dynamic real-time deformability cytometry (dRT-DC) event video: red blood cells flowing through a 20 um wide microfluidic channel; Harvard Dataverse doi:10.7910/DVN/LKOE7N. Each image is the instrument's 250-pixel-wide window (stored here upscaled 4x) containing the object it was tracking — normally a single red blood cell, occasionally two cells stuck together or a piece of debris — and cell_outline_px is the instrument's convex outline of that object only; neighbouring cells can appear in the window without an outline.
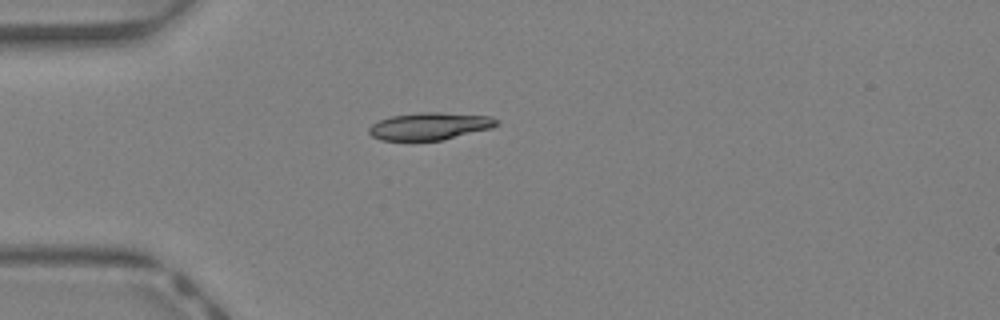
{"species": "Egyptian fruit bat (a non-hibernating species)", "species_latin": "Rousettus aegyptiacus", "temperature_condition": "warm", "stored_images_in_passage": 32, "camera_frame_rate_fps": 3000, "um_per_image_px": 0.085, "animal": {"sex": "female"}, "frame": {"image": 1, "passage_image": 1, "time_ms": 0.0, "image_size_px": [1000, 320], "cell_outline_px": [[500, 124], [492, 128], [440, 140], [380, 140], [372, 136], [368, 132], [368, 128], [372, 124], [380, 120], [392, 116], [420, 112], [436, 112], [492, 116], [500, 120]], "centroid_in_image_um": [36.56, 10.72], "position_along_channel_um": 48.4, "area_um2": 20.29}}
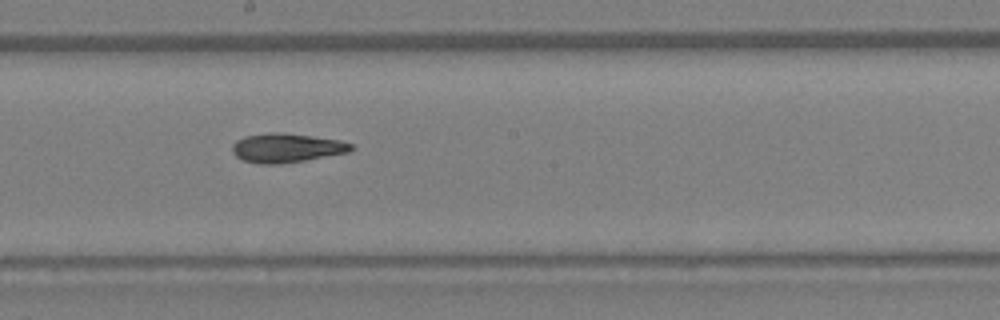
{"frame": {"image": 2, "passage_image": 13, "time_ms": 4.0, "image_size_px": [1000, 320], "cell_outline_px": [[352, 148], [348, 152], [304, 160], [280, 164], [260, 164], [244, 160], [236, 156], [232, 152], [232, 144], [236, 140], [244, 136], [268, 132], [280, 132], [312, 136], [340, 140], [352, 144]], "centroid_in_image_um": [24.3, 12.56], "position_along_channel_um": 223.9, "area_um2": 20.06}}
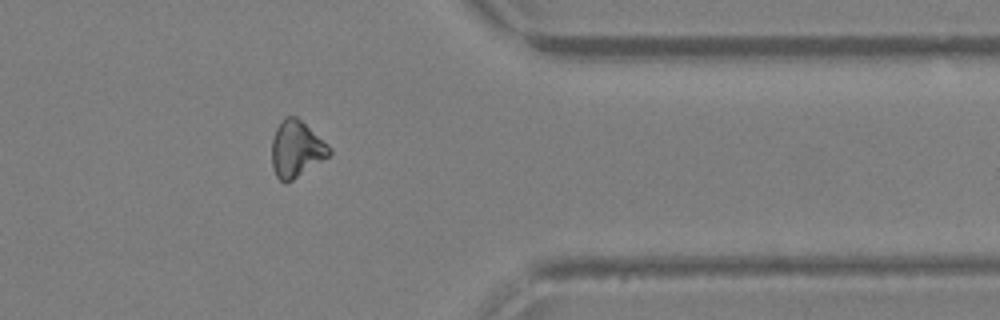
{"frame": {"image": 3, "passage_image": 24, "time_ms": 7.667, "image_size_px": [1000, 320], "cell_outline_px": [[332, 152], [328, 156], [292, 180], [280, 180], [276, 176], [272, 168], [272, 140], [276, 128], [284, 116], [296, 116], [328, 144], [332, 148]], "centroid_in_image_um": [25.18, 12.64], "position_along_channel_um": 386.2, "area_um2": 18.61}, "authors_computed_cell_mechanics": {"area_um2": 19.4786, "velocity_mm_per_s": 4.7958, "shape_relaxation_time_tau1_ms": null, "shape_relaxation_time_tau2_ms": 6.9448, "deformation_change_tau1": null, "deformation_change_tau2": 0.1542}}